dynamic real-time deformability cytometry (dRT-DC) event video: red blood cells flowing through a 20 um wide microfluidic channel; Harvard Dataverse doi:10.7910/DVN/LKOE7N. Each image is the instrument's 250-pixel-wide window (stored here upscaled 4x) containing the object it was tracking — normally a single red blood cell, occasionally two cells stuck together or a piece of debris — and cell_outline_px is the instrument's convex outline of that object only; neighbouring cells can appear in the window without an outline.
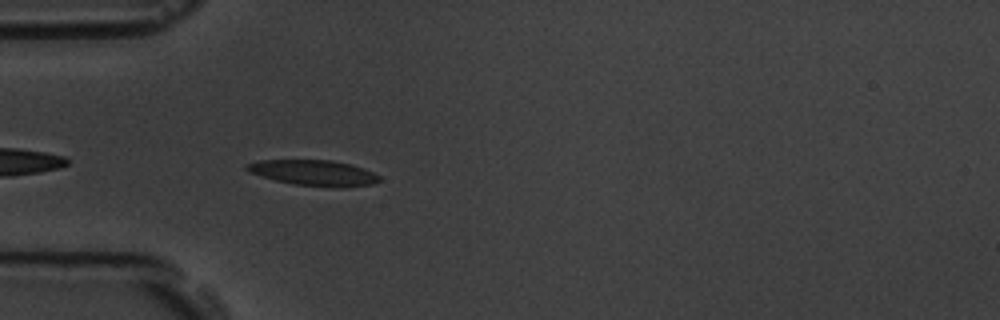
{"species": "common noctule bat (a hibernating species)", "species_latin": "Nyctalus noctula", "temperature_condition": "room temperature", "stored_images_in_passage": 4, "camera_frame_rate_fps": 3000, "um_per_image_px": 0.085, "animal": {"sex": "male", "body_mass_g": 19.5, "forearm_length_mm": 54.6}, "frame": {"image": 1, "passage_image": 4, "time_ms": 4.333, "image_size_px": [1000, 320], "cell_outline_px": [[380, 180], [372, 184], [292, 184], [276, 180], [248, 172], [244, 168], [248, 164], [260, 160], [332, 160], [364, 168], [380, 176]], "centroid_in_image_um": [26.57, 14.63], "position_along_channel_um": 58.4, "area_um2": 18.55}}